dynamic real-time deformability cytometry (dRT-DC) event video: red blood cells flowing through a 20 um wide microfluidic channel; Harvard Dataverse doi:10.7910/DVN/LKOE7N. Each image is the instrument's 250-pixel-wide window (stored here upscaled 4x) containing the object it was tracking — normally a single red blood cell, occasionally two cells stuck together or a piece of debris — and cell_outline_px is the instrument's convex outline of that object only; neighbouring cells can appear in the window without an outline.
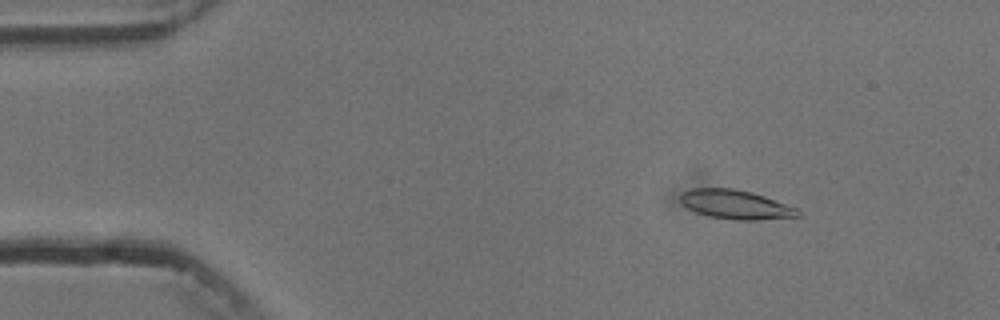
{"species": "common noctule bat (a hibernating species)", "species_latin": "Nyctalus noctula", "temperature_condition": "cold", "stored_images_in_passage": 4, "camera_frame_rate_fps": 3000, "um_per_image_px": 0.085, "animal": {"sex": "male", "body_mass_g": 13.3}, "frame": {"image": 1, "passage_image": 2, "time_ms": 1.0, "image_size_px": [1000, 320], "cell_outline_px": [[800, 216], [760, 220], [732, 220], [708, 216], [696, 212], [688, 208], [680, 200], [680, 196], [684, 192], [692, 188], [732, 188], [752, 192], [764, 196], [796, 208], [800, 212]], "centroid_in_image_um": [62.53, 17.39], "position_along_channel_um": 22.5, "area_um2": 19.83}}